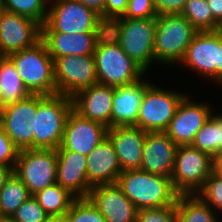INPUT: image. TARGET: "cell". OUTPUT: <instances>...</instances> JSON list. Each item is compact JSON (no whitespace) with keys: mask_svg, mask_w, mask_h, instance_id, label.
Instances as JSON below:
<instances>
[{"mask_svg":"<svg viewBox=\"0 0 222 222\" xmlns=\"http://www.w3.org/2000/svg\"><path fill=\"white\" fill-rule=\"evenodd\" d=\"M116 184L138 210L176 205L179 196L170 177L140 169L122 171Z\"/></svg>","mask_w":222,"mask_h":222,"instance_id":"1","label":"cell"},{"mask_svg":"<svg viewBox=\"0 0 222 222\" xmlns=\"http://www.w3.org/2000/svg\"><path fill=\"white\" fill-rule=\"evenodd\" d=\"M7 57L14 64L30 94H56L53 58L42 40L31 48L13 52Z\"/></svg>","mask_w":222,"mask_h":222,"instance_id":"2","label":"cell"},{"mask_svg":"<svg viewBox=\"0 0 222 222\" xmlns=\"http://www.w3.org/2000/svg\"><path fill=\"white\" fill-rule=\"evenodd\" d=\"M72 110V97L37 94L33 149H57L62 143L65 123Z\"/></svg>","mask_w":222,"mask_h":222,"instance_id":"3","label":"cell"},{"mask_svg":"<svg viewBox=\"0 0 222 222\" xmlns=\"http://www.w3.org/2000/svg\"><path fill=\"white\" fill-rule=\"evenodd\" d=\"M198 30L181 14H165L156 17L154 57L162 64L182 62L187 47Z\"/></svg>","mask_w":222,"mask_h":222,"instance_id":"4","label":"cell"},{"mask_svg":"<svg viewBox=\"0 0 222 222\" xmlns=\"http://www.w3.org/2000/svg\"><path fill=\"white\" fill-rule=\"evenodd\" d=\"M216 169V163L207 153L192 145L178 146L171 180L179 194H196Z\"/></svg>","mask_w":222,"mask_h":222,"instance_id":"5","label":"cell"},{"mask_svg":"<svg viewBox=\"0 0 222 222\" xmlns=\"http://www.w3.org/2000/svg\"><path fill=\"white\" fill-rule=\"evenodd\" d=\"M185 96L182 91L151 85L143 96L135 126L146 132L165 131Z\"/></svg>","mask_w":222,"mask_h":222,"instance_id":"6","label":"cell"},{"mask_svg":"<svg viewBox=\"0 0 222 222\" xmlns=\"http://www.w3.org/2000/svg\"><path fill=\"white\" fill-rule=\"evenodd\" d=\"M97 83L117 87L140 80L146 73L120 47L97 46L94 50Z\"/></svg>","mask_w":222,"mask_h":222,"instance_id":"7","label":"cell"},{"mask_svg":"<svg viewBox=\"0 0 222 222\" xmlns=\"http://www.w3.org/2000/svg\"><path fill=\"white\" fill-rule=\"evenodd\" d=\"M56 149L19 150L14 173L27 186L31 195L56 183Z\"/></svg>","mask_w":222,"mask_h":222,"instance_id":"8","label":"cell"},{"mask_svg":"<svg viewBox=\"0 0 222 222\" xmlns=\"http://www.w3.org/2000/svg\"><path fill=\"white\" fill-rule=\"evenodd\" d=\"M47 18L42 32L94 33L99 17L94 10L77 0H49Z\"/></svg>","mask_w":222,"mask_h":222,"instance_id":"9","label":"cell"},{"mask_svg":"<svg viewBox=\"0 0 222 222\" xmlns=\"http://www.w3.org/2000/svg\"><path fill=\"white\" fill-rule=\"evenodd\" d=\"M56 94L73 97L97 83L94 55H68L53 59Z\"/></svg>","mask_w":222,"mask_h":222,"instance_id":"10","label":"cell"},{"mask_svg":"<svg viewBox=\"0 0 222 222\" xmlns=\"http://www.w3.org/2000/svg\"><path fill=\"white\" fill-rule=\"evenodd\" d=\"M156 18H122L120 47L145 72L155 62Z\"/></svg>","mask_w":222,"mask_h":222,"instance_id":"11","label":"cell"},{"mask_svg":"<svg viewBox=\"0 0 222 222\" xmlns=\"http://www.w3.org/2000/svg\"><path fill=\"white\" fill-rule=\"evenodd\" d=\"M36 113L37 94L4 106L0 127L19 150L33 149Z\"/></svg>","mask_w":222,"mask_h":222,"instance_id":"12","label":"cell"},{"mask_svg":"<svg viewBox=\"0 0 222 222\" xmlns=\"http://www.w3.org/2000/svg\"><path fill=\"white\" fill-rule=\"evenodd\" d=\"M42 38V25L35 20L0 11V56L35 46Z\"/></svg>","mask_w":222,"mask_h":222,"instance_id":"13","label":"cell"},{"mask_svg":"<svg viewBox=\"0 0 222 222\" xmlns=\"http://www.w3.org/2000/svg\"><path fill=\"white\" fill-rule=\"evenodd\" d=\"M190 100L186 95L178 105L175 115L164 131L177 146L191 145L196 133L213 114L206 103Z\"/></svg>","mask_w":222,"mask_h":222,"instance_id":"14","label":"cell"},{"mask_svg":"<svg viewBox=\"0 0 222 222\" xmlns=\"http://www.w3.org/2000/svg\"><path fill=\"white\" fill-rule=\"evenodd\" d=\"M219 32L198 31L187 47L186 54L180 64L195 70V72L213 82H217V64Z\"/></svg>","mask_w":222,"mask_h":222,"instance_id":"15","label":"cell"},{"mask_svg":"<svg viewBox=\"0 0 222 222\" xmlns=\"http://www.w3.org/2000/svg\"><path fill=\"white\" fill-rule=\"evenodd\" d=\"M107 130L104 124L86 119L72 110L65 123L61 146L87 156L107 137Z\"/></svg>","mask_w":222,"mask_h":222,"instance_id":"16","label":"cell"},{"mask_svg":"<svg viewBox=\"0 0 222 222\" xmlns=\"http://www.w3.org/2000/svg\"><path fill=\"white\" fill-rule=\"evenodd\" d=\"M87 198L105 222H137L138 209L116 183L92 187Z\"/></svg>","mask_w":222,"mask_h":222,"instance_id":"17","label":"cell"},{"mask_svg":"<svg viewBox=\"0 0 222 222\" xmlns=\"http://www.w3.org/2000/svg\"><path fill=\"white\" fill-rule=\"evenodd\" d=\"M114 87L100 83L80 90L72 97L73 110L80 116L111 127Z\"/></svg>","mask_w":222,"mask_h":222,"instance_id":"18","label":"cell"},{"mask_svg":"<svg viewBox=\"0 0 222 222\" xmlns=\"http://www.w3.org/2000/svg\"><path fill=\"white\" fill-rule=\"evenodd\" d=\"M56 151V182L76 198H87L92 188L87 177V156L64 149L61 145Z\"/></svg>","mask_w":222,"mask_h":222,"instance_id":"19","label":"cell"},{"mask_svg":"<svg viewBox=\"0 0 222 222\" xmlns=\"http://www.w3.org/2000/svg\"><path fill=\"white\" fill-rule=\"evenodd\" d=\"M177 148L164 131L147 132L140 170L171 178Z\"/></svg>","mask_w":222,"mask_h":222,"instance_id":"20","label":"cell"},{"mask_svg":"<svg viewBox=\"0 0 222 222\" xmlns=\"http://www.w3.org/2000/svg\"><path fill=\"white\" fill-rule=\"evenodd\" d=\"M146 133L136 126L108 128L107 137L116 151L121 171L140 169Z\"/></svg>","mask_w":222,"mask_h":222,"instance_id":"21","label":"cell"},{"mask_svg":"<svg viewBox=\"0 0 222 222\" xmlns=\"http://www.w3.org/2000/svg\"><path fill=\"white\" fill-rule=\"evenodd\" d=\"M152 85L143 77L131 84L114 87L111 127L135 126L145 91Z\"/></svg>","mask_w":222,"mask_h":222,"instance_id":"22","label":"cell"},{"mask_svg":"<svg viewBox=\"0 0 222 222\" xmlns=\"http://www.w3.org/2000/svg\"><path fill=\"white\" fill-rule=\"evenodd\" d=\"M86 165L88 183L91 187L114 184L122 172L116 151L108 137L87 155Z\"/></svg>","mask_w":222,"mask_h":222,"instance_id":"23","label":"cell"},{"mask_svg":"<svg viewBox=\"0 0 222 222\" xmlns=\"http://www.w3.org/2000/svg\"><path fill=\"white\" fill-rule=\"evenodd\" d=\"M41 40L53 59L68 55H93L95 50L94 33L42 32Z\"/></svg>","mask_w":222,"mask_h":222,"instance_id":"24","label":"cell"},{"mask_svg":"<svg viewBox=\"0 0 222 222\" xmlns=\"http://www.w3.org/2000/svg\"><path fill=\"white\" fill-rule=\"evenodd\" d=\"M14 64L7 56H0V101L5 106L28 97Z\"/></svg>","mask_w":222,"mask_h":222,"instance_id":"25","label":"cell"},{"mask_svg":"<svg viewBox=\"0 0 222 222\" xmlns=\"http://www.w3.org/2000/svg\"><path fill=\"white\" fill-rule=\"evenodd\" d=\"M176 209L178 222H219L216 211L197 194H179Z\"/></svg>","mask_w":222,"mask_h":222,"instance_id":"26","label":"cell"},{"mask_svg":"<svg viewBox=\"0 0 222 222\" xmlns=\"http://www.w3.org/2000/svg\"><path fill=\"white\" fill-rule=\"evenodd\" d=\"M48 215H64L76 199L57 182L33 195Z\"/></svg>","mask_w":222,"mask_h":222,"instance_id":"27","label":"cell"},{"mask_svg":"<svg viewBox=\"0 0 222 222\" xmlns=\"http://www.w3.org/2000/svg\"><path fill=\"white\" fill-rule=\"evenodd\" d=\"M30 196L27 186L13 173L0 190V216L12 217Z\"/></svg>","mask_w":222,"mask_h":222,"instance_id":"28","label":"cell"},{"mask_svg":"<svg viewBox=\"0 0 222 222\" xmlns=\"http://www.w3.org/2000/svg\"><path fill=\"white\" fill-rule=\"evenodd\" d=\"M220 126L221 113L212 114L204 123L202 128L196 133L192 146L201 152L207 153L214 158L217 163V154L220 149Z\"/></svg>","mask_w":222,"mask_h":222,"instance_id":"29","label":"cell"},{"mask_svg":"<svg viewBox=\"0 0 222 222\" xmlns=\"http://www.w3.org/2000/svg\"><path fill=\"white\" fill-rule=\"evenodd\" d=\"M181 15L198 31H215L218 22L213 18L207 0H187Z\"/></svg>","mask_w":222,"mask_h":222,"instance_id":"30","label":"cell"},{"mask_svg":"<svg viewBox=\"0 0 222 222\" xmlns=\"http://www.w3.org/2000/svg\"><path fill=\"white\" fill-rule=\"evenodd\" d=\"M121 33L122 17L99 15L94 29L95 47L119 45Z\"/></svg>","mask_w":222,"mask_h":222,"instance_id":"31","label":"cell"},{"mask_svg":"<svg viewBox=\"0 0 222 222\" xmlns=\"http://www.w3.org/2000/svg\"><path fill=\"white\" fill-rule=\"evenodd\" d=\"M49 0H4L3 10L35 20L43 25L47 18Z\"/></svg>","mask_w":222,"mask_h":222,"instance_id":"32","label":"cell"},{"mask_svg":"<svg viewBox=\"0 0 222 222\" xmlns=\"http://www.w3.org/2000/svg\"><path fill=\"white\" fill-rule=\"evenodd\" d=\"M65 215L67 222H105L88 198H76Z\"/></svg>","mask_w":222,"mask_h":222,"instance_id":"33","label":"cell"},{"mask_svg":"<svg viewBox=\"0 0 222 222\" xmlns=\"http://www.w3.org/2000/svg\"><path fill=\"white\" fill-rule=\"evenodd\" d=\"M196 194L214 211H222V174L215 169Z\"/></svg>","mask_w":222,"mask_h":222,"instance_id":"34","label":"cell"},{"mask_svg":"<svg viewBox=\"0 0 222 222\" xmlns=\"http://www.w3.org/2000/svg\"><path fill=\"white\" fill-rule=\"evenodd\" d=\"M47 216L48 214L32 195L19 206L12 217L17 222H44Z\"/></svg>","mask_w":222,"mask_h":222,"instance_id":"35","label":"cell"},{"mask_svg":"<svg viewBox=\"0 0 222 222\" xmlns=\"http://www.w3.org/2000/svg\"><path fill=\"white\" fill-rule=\"evenodd\" d=\"M137 222H178L176 205L139 209Z\"/></svg>","mask_w":222,"mask_h":222,"instance_id":"36","label":"cell"},{"mask_svg":"<svg viewBox=\"0 0 222 222\" xmlns=\"http://www.w3.org/2000/svg\"><path fill=\"white\" fill-rule=\"evenodd\" d=\"M157 16L152 0H128L126 12L122 18L145 19Z\"/></svg>","mask_w":222,"mask_h":222,"instance_id":"37","label":"cell"},{"mask_svg":"<svg viewBox=\"0 0 222 222\" xmlns=\"http://www.w3.org/2000/svg\"><path fill=\"white\" fill-rule=\"evenodd\" d=\"M19 149L0 127V165L15 168Z\"/></svg>","mask_w":222,"mask_h":222,"instance_id":"38","label":"cell"},{"mask_svg":"<svg viewBox=\"0 0 222 222\" xmlns=\"http://www.w3.org/2000/svg\"><path fill=\"white\" fill-rule=\"evenodd\" d=\"M157 15L181 14L187 0H152Z\"/></svg>","mask_w":222,"mask_h":222,"instance_id":"39","label":"cell"},{"mask_svg":"<svg viewBox=\"0 0 222 222\" xmlns=\"http://www.w3.org/2000/svg\"><path fill=\"white\" fill-rule=\"evenodd\" d=\"M128 0H106L104 16L122 17L126 12Z\"/></svg>","mask_w":222,"mask_h":222,"instance_id":"40","label":"cell"},{"mask_svg":"<svg viewBox=\"0 0 222 222\" xmlns=\"http://www.w3.org/2000/svg\"><path fill=\"white\" fill-rule=\"evenodd\" d=\"M77 1L85 5L86 7L91 8L97 14L104 16V7L106 0H77Z\"/></svg>","mask_w":222,"mask_h":222,"instance_id":"41","label":"cell"},{"mask_svg":"<svg viewBox=\"0 0 222 222\" xmlns=\"http://www.w3.org/2000/svg\"><path fill=\"white\" fill-rule=\"evenodd\" d=\"M213 18L219 23L222 20V0H207Z\"/></svg>","mask_w":222,"mask_h":222,"instance_id":"42","label":"cell"},{"mask_svg":"<svg viewBox=\"0 0 222 222\" xmlns=\"http://www.w3.org/2000/svg\"><path fill=\"white\" fill-rule=\"evenodd\" d=\"M13 173L14 169L12 167L0 165V190Z\"/></svg>","mask_w":222,"mask_h":222,"instance_id":"43","label":"cell"},{"mask_svg":"<svg viewBox=\"0 0 222 222\" xmlns=\"http://www.w3.org/2000/svg\"><path fill=\"white\" fill-rule=\"evenodd\" d=\"M218 64H217V82L222 85V34L219 33Z\"/></svg>","mask_w":222,"mask_h":222,"instance_id":"44","label":"cell"},{"mask_svg":"<svg viewBox=\"0 0 222 222\" xmlns=\"http://www.w3.org/2000/svg\"><path fill=\"white\" fill-rule=\"evenodd\" d=\"M44 222H67L66 215H48Z\"/></svg>","mask_w":222,"mask_h":222,"instance_id":"45","label":"cell"},{"mask_svg":"<svg viewBox=\"0 0 222 222\" xmlns=\"http://www.w3.org/2000/svg\"><path fill=\"white\" fill-rule=\"evenodd\" d=\"M222 159V113H221V126H220V149L217 154V162Z\"/></svg>","mask_w":222,"mask_h":222,"instance_id":"46","label":"cell"},{"mask_svg":"<svg viewBox=\"0 0 222 222\" xmlns=\"http://www.w3.org/2000/svg\"><path fill=\"white\" fill-rule=\"evenodd\" d=\"M0 222H17V221L11 216H0Z\"/></svg>","mask_w":222,"mask_h":222,"instance_id":"47","label":"cell"},{"mask_svg":"<svg viewBox=\"0 0 222 222\" xmlns=\"http://www.w3.org/2000/svg\"><path fill=\"white\" fill-rule=\"evenodd\" d=\"M216 170L222 174V159L216 163Z\"/></svg>","mask_w":222,"mask_h":222,"instance_id":"48","label":"cell"},{"mask_svg":"<svg viewBox=\"0 0 222 222\" xmlns=\"http://www.w3.org/2000/svg\"><path fill=\"white\" fill-rule=\"evenodd\" d=\"M3 109H4V105L0 101V122H1V119H2V116H3Z\"/></svg>","mask_w":222,"mask_h":222,"instance_id":"49","label":"cell"},{"mask_svg":"<svg viewBox=\"0 0 222 222\" xmlns=\"http://www.w3.org/2000/svg\"><path fill=\"white\" fill-rule=\"evenodd\" d=\"M220 34H222V20L218 23L217 29Z\"/></svg>","mask_w":222,"mask_h":222,"instance_id":"50","label":"cell"},{"mask_svg":"<svg viewBox=\"0 0 222 222\" xmlns=\"http://www.w3.org/2000/svg\"><path fill=\"white\" fill-rule=\"evenodd\" d=\"M4 0H0V11L3 10Z\"/></svg>","mask_w":222,"mask_h":222,"instance_id":"51","label":"cell"}]
</instances>
